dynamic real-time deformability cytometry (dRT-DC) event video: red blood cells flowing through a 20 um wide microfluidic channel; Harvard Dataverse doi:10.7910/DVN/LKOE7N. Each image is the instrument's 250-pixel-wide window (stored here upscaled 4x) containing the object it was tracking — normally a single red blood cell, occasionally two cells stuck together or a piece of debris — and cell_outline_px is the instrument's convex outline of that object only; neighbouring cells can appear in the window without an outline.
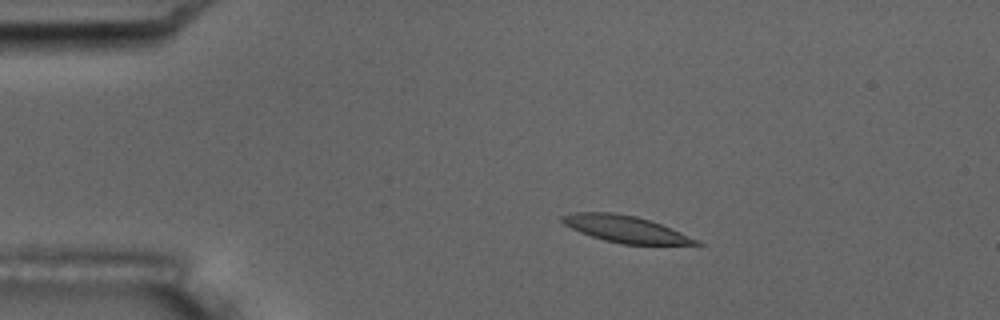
{"species": "common noctule bat (a hibernating species)", "species_latin": "Nyctalus noctula", "temperature_condition": "room temperature", "stored_images_in_passage": 4, "camera_frame_rate_fps": 3000, "um_per_image_px": 0.085, "animal": {"sex": "male", "body_mass_g": 17.5, "forearm_length_mm": 52.3}, "frame": {"image": 1, "passage_image": 2, "time_ms": 2.0, "image_size_px": [1000, 320], "cell_outline_px": [[704, 244], [620, 244], [604, 240], [580, 232], [564, 224], [560, 220], [560, 216], [572, 212], [612, 212], [636, 216], [660, 224], [700, 240]], "centroid_in_image_um": [53.12, 19.46], "position_along_channel_um": 31.9, "area_um2": 20.63}}